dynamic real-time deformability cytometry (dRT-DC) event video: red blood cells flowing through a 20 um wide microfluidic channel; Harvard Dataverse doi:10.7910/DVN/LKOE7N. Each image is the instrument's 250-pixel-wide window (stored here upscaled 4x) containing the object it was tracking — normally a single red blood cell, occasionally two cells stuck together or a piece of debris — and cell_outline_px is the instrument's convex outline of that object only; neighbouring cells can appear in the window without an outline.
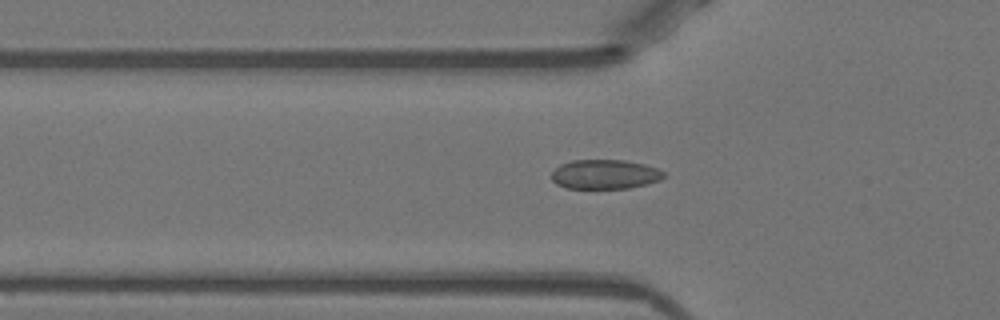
{"species": "Egyptian fruit bat (a non-hibernating species)", "species_latin": "Rousettus aegyptiacus", "temperature_condition": "warm", "stored_images_in_passage": 52, "camera_frame_rate_fps": 3000, "um_per_image_px": 0.085, "animal": {"sex": "female"}, "frame": {"image": 1, "passage_image": 18, "time_ms": 5.667, "image_size_px": [1000, 320], "cell_outline_px": [[664, 176], [660, 180], [648, 184], [628, 188], [568, 188], [556, 184], [552, 180], [552, 172], [560, 164], [572, 160], [624, 160], [644, 164], [656, 168], [664, 172]], "centroid_in_image_um": [51.41, 14.81], "position_along_channel_um": 74.4, "area_um2": 19.19}}
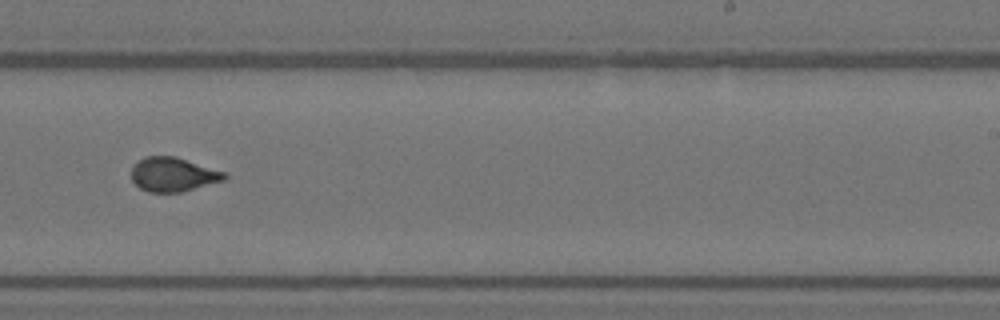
{"frame": {"image": 2, "passage_image": 33, "time_ms": 10.667, "image_size_px": [1000, 320], "cell_outline_px": [[228, 176], [224, 180], [180, 192], [148, 192], [140, 188], [132, 180], [132, 164], [144, 156], [176, 156], [224, 172]], "centroid_in_image_um": [14.67, 14.82], "position_along_channel_um": 274.3, "area_um2": 18.44}}
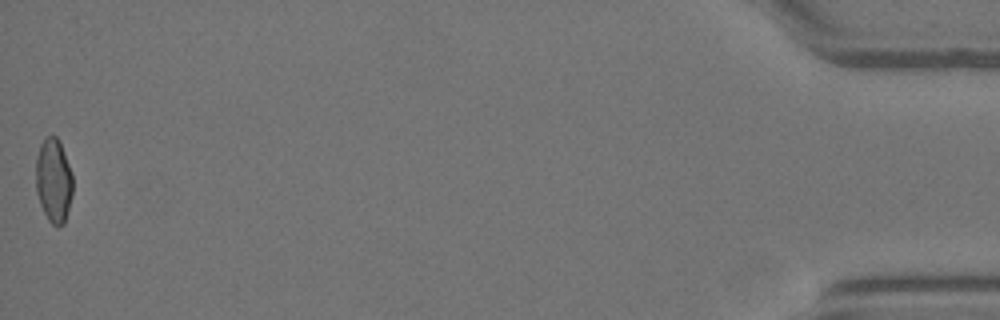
{"frame": {"image": 3, "passage_image": 52, "time_ms": 17.0, "image_size_px": [1000, 320], "cell_outline_px": [[72, 196], [64, 224], [52, 224], [48, 220], [40, 204], [36, 192], [36, 156], [40, 144], [44, 136], [56, 136], [60, 140], [72, 172]], "centroid_in_image_um": [4.55, 15.29], "position_along_channel_um": 430.6, "area_um2": 18.26}, "authors_computed_cell_mechanics": {"area_um2": 18.9295, "velocity_mm_per_s": 3.985, "shape_relaxation_time_tau1_ms": 6.6452, "shape_relaxation_time_tau2_ms": 0.6798, "deformation_change_tau1": 0.1657, "deformation_change_tau2": 0.0476}}